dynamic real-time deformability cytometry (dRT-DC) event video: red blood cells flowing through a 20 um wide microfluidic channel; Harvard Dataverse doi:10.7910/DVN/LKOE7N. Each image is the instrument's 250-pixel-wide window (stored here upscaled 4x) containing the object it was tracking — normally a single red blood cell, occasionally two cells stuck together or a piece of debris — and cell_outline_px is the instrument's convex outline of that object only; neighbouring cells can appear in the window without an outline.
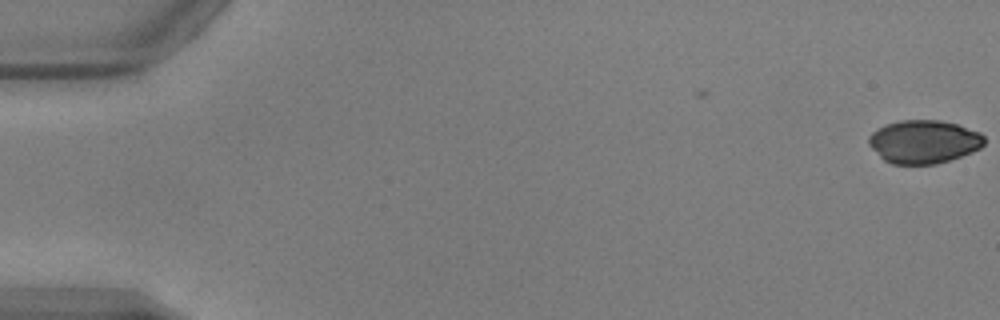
{"species": "common noctule bat (a hibernating species)", "species_latin": "Nyctalus noctula", "temperature_condition": "warm", "stored_images_in_passage": 3, "camera_frame_rate_fps": 3000, "um_per_image_px": 0.085, "animal": {"sex": "male", "body_mass_g": 17.9, "forearm_length_mm": 54.2}, "frame": {"image": 1, "passage_image": 3, "time_ms": 0.667, "image_size_px": [1000, 320], "cell_outline_px": [[984, 144], [980, 148], [972, 152], [936, 164], [892, 164], [884, 160], [868, 144], [868, 136], [876, 128], [884, 124], [900, 120], [940, 120], [956, 124], [980, 132], [984, 136]], "centroid_in_image_um": [78.5, 12.03], "position_along_channel_um": 6.5, "area_um2": 29.19}}